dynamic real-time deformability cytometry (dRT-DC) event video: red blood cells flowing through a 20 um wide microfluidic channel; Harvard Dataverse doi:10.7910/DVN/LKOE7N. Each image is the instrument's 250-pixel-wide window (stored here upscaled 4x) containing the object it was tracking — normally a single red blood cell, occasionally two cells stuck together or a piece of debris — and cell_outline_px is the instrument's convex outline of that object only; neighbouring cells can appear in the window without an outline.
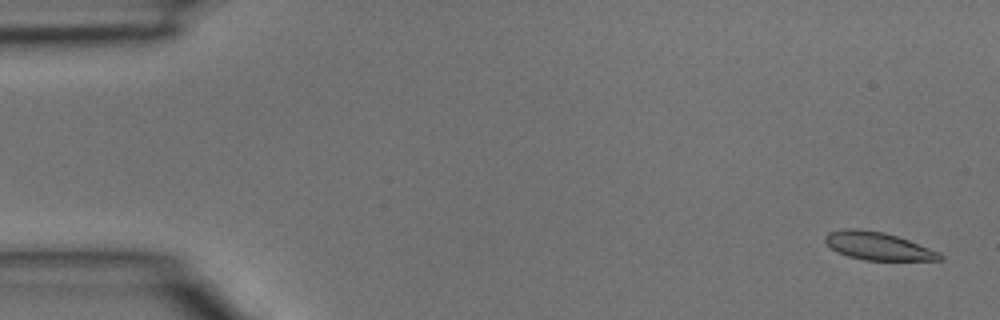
{"species": "common noctule bat (a hibernating species)", "species_latin": "Nyctalus noctula", "temperature_condition": "room temperature", "stored_images_in_passage": 3, "camera_frame_rate_fps": 3000, "um_per_image_px": 0.085, "animal": {"sex": "male", "body_mass_g": 15.6}, "frame": {"image": 1, "passage_image": 1, "time_ms": 0.0, "image_size_px": [1000, 320], "cell_outline_px": [[944, 260], [864, 260], [848, 256], [836, 252], [824, 240], [824, 236], [828, 232], [844, 228], [860, 228], [884, 232], [908, 240], [940, 252], [944, 256]], "centroid_in_image_um": [74.61, 20.91], "position_along_channel_um": 10.4, "area_um2": 18.73}}